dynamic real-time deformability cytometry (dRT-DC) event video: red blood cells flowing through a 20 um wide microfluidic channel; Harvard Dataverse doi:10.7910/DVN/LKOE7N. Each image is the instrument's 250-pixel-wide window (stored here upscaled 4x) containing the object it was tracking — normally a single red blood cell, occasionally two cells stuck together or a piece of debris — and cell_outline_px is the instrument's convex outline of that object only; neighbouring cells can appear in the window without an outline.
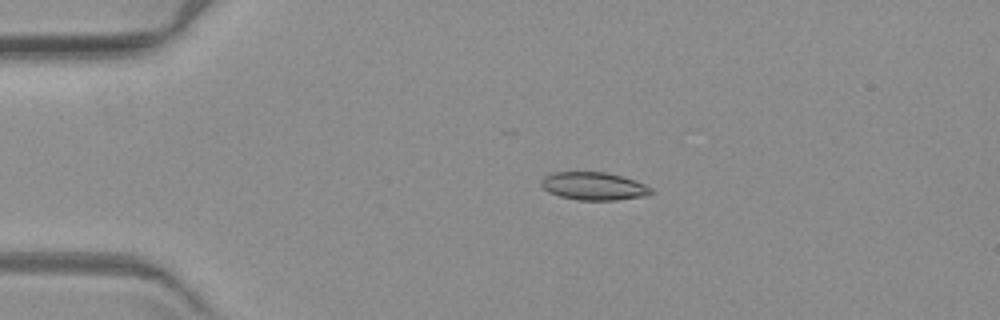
{"species": "common noctule bat (a hibernating species)", "species_latin": "Nyctalus noctula", "temperature_condition": "warm", "stored_images_in_passage": 3, "camera_frame_rate_fps": 3000, "um_per_image_px": 0.085, "animal": {"sex": "female", "body_mass_g": 19.3, "forearm_length_mm": 54.1}, "frame": {"image": 1, "passage_image": 2, "time_ms": 1.667, "image_size_px": [1000, 320], "cell_outline_px": [[652, 192], [644, 196], [616, 200], [576, 200], [560, 196], [548, 192], [540, 184], [540, 180], [544, 176], [552, 172], [604, 172], [620, 176], [644, 184], [652, 188]], "centroid_in_image_um": [50.41, 15.82], "position_along_channel_um": 34.6, "area_um2": 17.74}}